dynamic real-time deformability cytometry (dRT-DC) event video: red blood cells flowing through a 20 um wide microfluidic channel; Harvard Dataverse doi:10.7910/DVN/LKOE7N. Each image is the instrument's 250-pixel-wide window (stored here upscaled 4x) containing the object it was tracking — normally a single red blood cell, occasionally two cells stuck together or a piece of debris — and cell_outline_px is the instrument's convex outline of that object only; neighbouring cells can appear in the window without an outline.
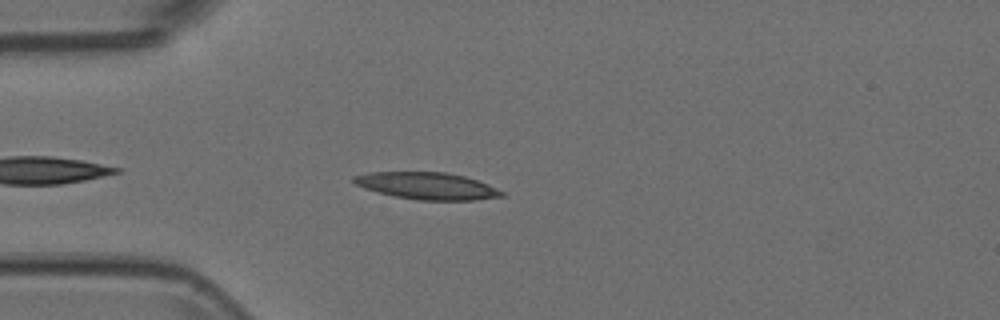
{"species": "Egyptian fruit bat (a non-hibernating species)", "species_latin": "Rousettus aegyptiacus", "temperature_condition": "room temperature", "stored_images_in_passage": 37, "camera_frame_rate_fps": 3000, "um_per_image_px": 0.085, "animal": {"sex": "female"}, "frame": {"image": 1, "passage_image": 4, "time_ms": 1.0, "image_size_px": [1000, 320], "cell_outline_px": [[504, 196], [476, 200], [420, 200], [392, 196], [364, 188], [356, 184], [352, 180], [352, 176], [368, 172], [444, 172], [464, 176], [488, 184], [504, 192]], "centroid_in_image_um": [36.28, 15.8], "position_along_channel_um": 48.7, "area_um2": 23.24}}
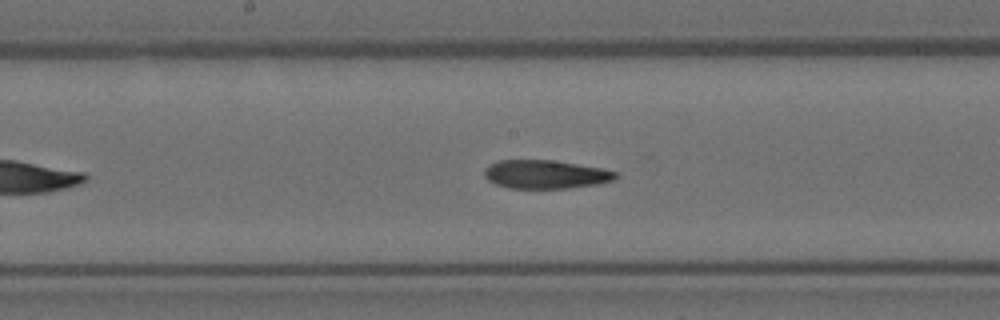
{"frame": {"image": 2, "passage_image": 17, "time_ms": 5.333, "image_size_px": [1000, 320], "cell_outline_px": [[616, 176], [612, 180], [600, 184], [568, 188], [508, 188], [496, 184], [488, 180], [484, 176], [484, 168], [500, 160], [552, 160], [600, 168], [616, 172]], "centroid_in_image_um": [46.34, 14.82], "position_along_channel_um": 201.9, "area_um2": 21.62}}
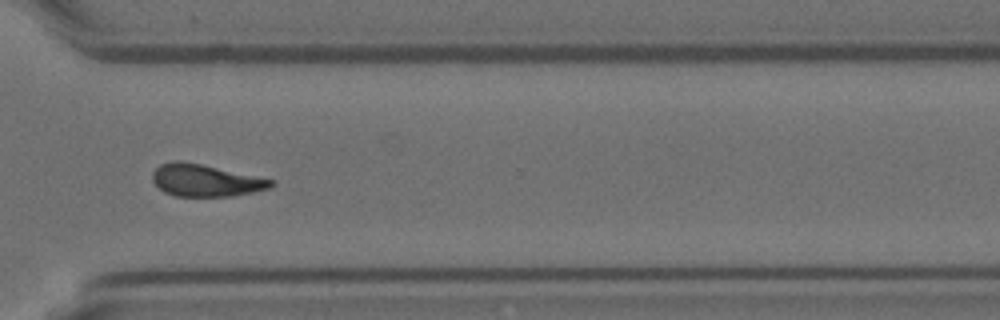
{"frame": {"image": 3, "passage_image": 29, "time_ms": 9.333, "image_size_px": [1000, 320], "cell_outline_px": [[276, 184], [268, 188], [252, 192], [232, 196], [176, 196], [164, 192], [152, 180], [152, 172], [160, 164], [172, 160], [180, 160], [200, 164], [276, 180]], "centroid_in_image_um": [17.46, 15.33], "position_along_channel_um": 353.1, "area_um2": 22.14}}